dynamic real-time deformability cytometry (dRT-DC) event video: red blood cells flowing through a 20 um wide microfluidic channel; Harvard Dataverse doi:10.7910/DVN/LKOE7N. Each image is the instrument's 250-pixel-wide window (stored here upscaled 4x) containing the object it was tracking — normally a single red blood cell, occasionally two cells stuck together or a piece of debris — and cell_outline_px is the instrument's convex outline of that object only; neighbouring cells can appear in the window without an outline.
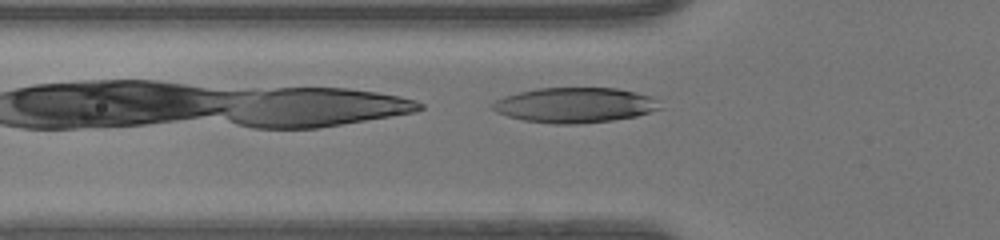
{"species": "human", "species_latin": "Homo sapiens", "temperature_condition": "warm", "stored_images_in_passage": 27, "camera_frame_rate_fps": 3000, "um_per_image_px": 0.085, "donor": {"sex": "female"}, "frame": {"image": 1, "passage_image": 3, "time_ms": 0.667, "image_size_px": [1000, 240], "cell_outline_px": [[664, 108], [636, 116], [612, 120], [576, 124], [552, 124], [524, 120], [508, 116], [496, 112], [488, 104], [504, 96], [536, 88], [616, 88], [636, 92], [652, 96]], "centroid_in_image_um": [48.86, 8.93], "position_along_channel_um": 76.9, "area_um2": 34.39}}
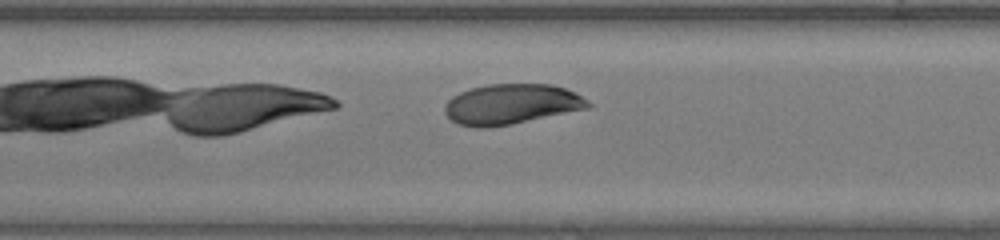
{"frame": {"image": 2, "passage_image": 9, "time_ms": 2.667, "image_size_px": [1000, 240], "cell_outline_px": [[592, 108], [512, 124], [488, 128], [476, 128], [456, 124], [444, 112], [444, 104], [452, 96], [460, 92], [472, 88], [488, 84], [552, 84], [576, 92], [588, 100], [592, 104]], "centroid_in_image_um": [43.49, 8.86], "position_along_channel_um": 163.9, "area_um2": 34.1}}
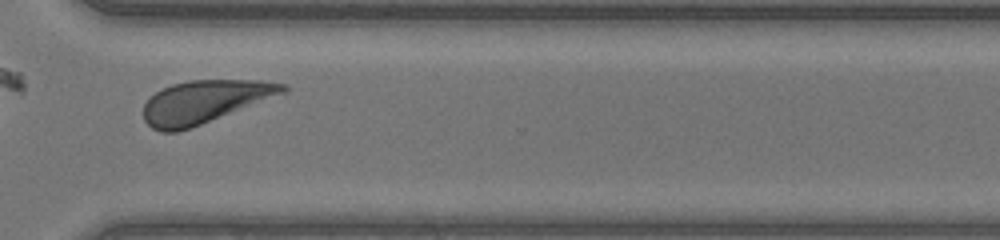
{"frame": {"image": 3, "passage_image": 22, "time_ms": 7.0, "image_size_px": [1000, 240], "cell_outline_px": [[288, 92], [200, 124], [176, 132], [160, 132], [152, 128], [144, 120], [144, 104], [156, 92], [172, 84], [188, 80], [260, 80], [288, 84]], "centroid_in_image_um": [17.41, 8.63], "position_along_channel_um": 353.2, "area_um2": 34.45}, "authors_computed_cell_mechanics": {"area_um2": 34.391, "velocity_mm_per_s": 4.3425, "shape_relaxation_time_tau1_ms": 2.4863, "shape_relaxation_time_tau2_ms": null, "deformation_change_tau1": 0.1302, "deformation_change_tau2": null}}